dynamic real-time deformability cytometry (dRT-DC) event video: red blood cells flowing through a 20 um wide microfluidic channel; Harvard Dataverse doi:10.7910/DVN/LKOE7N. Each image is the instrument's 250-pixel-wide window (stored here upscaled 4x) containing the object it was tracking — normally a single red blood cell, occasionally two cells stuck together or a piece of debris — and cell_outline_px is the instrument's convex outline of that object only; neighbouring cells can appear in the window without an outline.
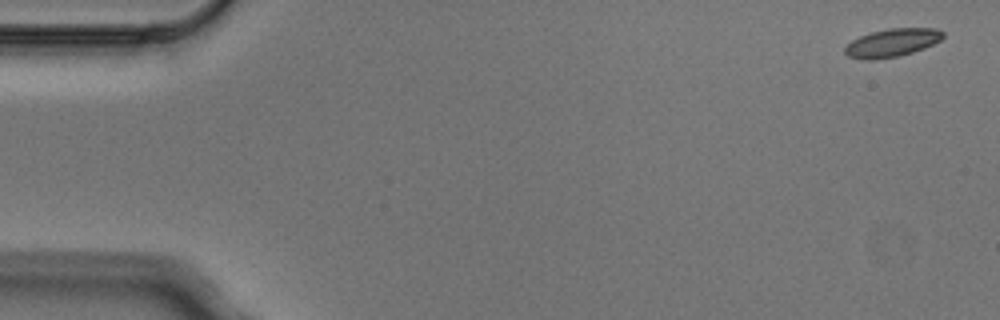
{"species": "Egyptian fruit bat (a non-hibernating species)", "species_latin": "Rousettus aegyptiacus", "temperature_condition": "cold", "stored_images_in_passage": 5, "camera_frame_rate_fps": 3000, "um_per_image_px": 0.085, "animal": {"sex": "male"}, "frame": {"image": 1, "passage_image": 1, "time_ms": 0.0, "image_size_px": [1000, 320], "cell_outline_px": [[944, 36], [940, 40], [924, 48], [912, 52], [896, 56], [872, 60], [868, 60], [848, 56], [844, 52], [844, 48], [852, 40], [860, 36], [872, 32], [888, 28], [936, 28], [944, 32]], "centroid_in_image_um": [75.83, 3.62], "position_along_channel_um": 9.2, "area_um2": 15.9}}
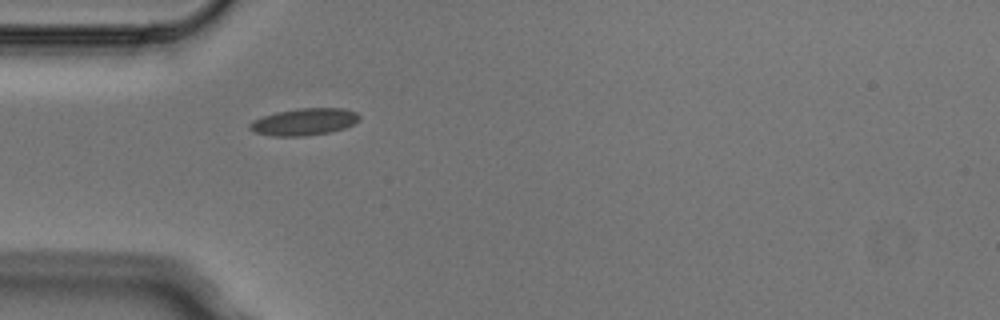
{"frame": {"image": 2, "passage_image": 5, "time_ms": 1.333, "image_size_px": [1000, 320], "cell_outline_px": [[360, 120], [344, 128], [328, 132], [304, 136], [272, 136], [252, 132], [248, 128], [248, 124], [252, 120], [276, 112], [300, 108], [344, 108], [356, 112], [360, 116]], "centroid_in_image_um": [25.82, 10.35], "position_along_channel_um": 59.2, "area_um2": 17.28}}